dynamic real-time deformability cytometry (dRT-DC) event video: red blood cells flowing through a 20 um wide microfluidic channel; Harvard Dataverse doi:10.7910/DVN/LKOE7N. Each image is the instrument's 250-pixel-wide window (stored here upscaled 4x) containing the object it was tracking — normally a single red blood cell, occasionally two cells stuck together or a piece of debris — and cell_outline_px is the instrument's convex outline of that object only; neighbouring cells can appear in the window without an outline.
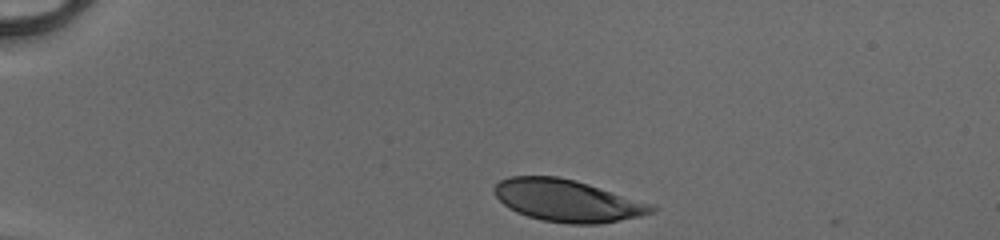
{"species": "human", "species_latin": "Homo sapiens", "temperature_condition": "cold", "stored_images_in_passage": 33, "camera_frame_rate_fps": 3000, "um_per_image_px": 0.085, "donor": {"sex": "male"}, "frame": {"image": 1, "passage_image": 1, "time_ms": 0.0, "image_size_px": [1000, 240], "cell_outline_px": [[660, 208], [656, 212], [640, 216], [600, 224], [568, 224], [544, 220], [528, 216], [516, 212], [508, 208], [496, 196], [492, 188], [500, 180], [512, 176], [556, 176], [576, 180], [652, 204]], "centroid_in_image_um": [48.24, 17.06], "position_along_channel_um": 36.8, "area_um2": 38.55}}
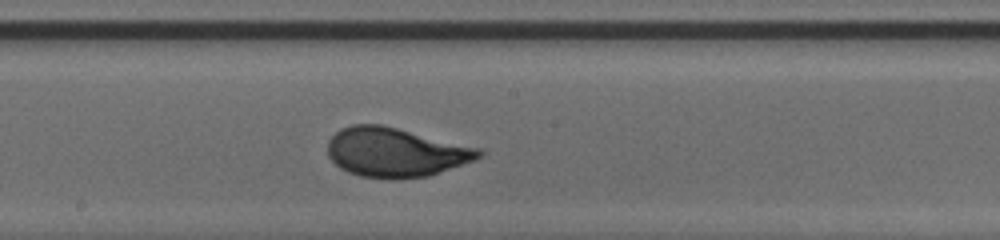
{"frame": {"image": 2, "passage_image": 19, "time_ms": 6.0, "image_size_px": [1000, 240], "cell_outline_px": [[484, 156], [476, 160], [428, 176], [400, 180], [392, 180], [360, 176], [348, 172], [340, 168], [328, 156], [328, 140], [340, 128], [352, 124], [380, 124], [480, 148], [484, 152]], "centroid_in_image_um": [33.62, 12.96], "position_along_channel_um": 214.6, "area_um2": 43.7}}
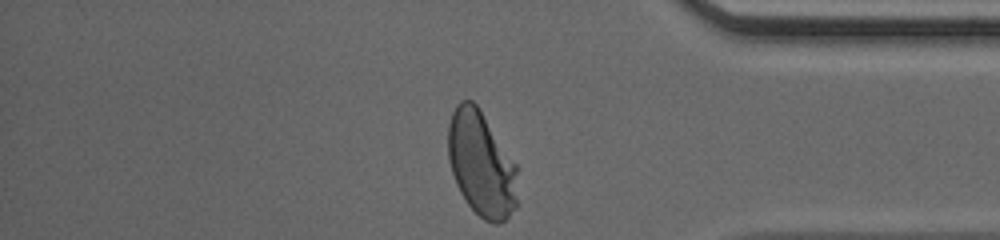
{"frame": {"image": 3, "passage_image": 33, "time_ms": 10.667, "image_size_px": [1000, 240], "cell_outline_px": [[516, 208], [500, 224], [492, 224], [484, 220], [468, 204], [460, 192], [456, 184], [452, 172], [448, 156], [448, 124], [452, 112], [456, 104], [460, 100], [472, 100], [476, 104], [516, 164]], "centroid_in_image_um": [40.89, 13.94], "position_along_channel_um": 394.3, "area_um2": 42.19}, "authors_computed_cell_mechanics": {"area_um2": 42.0784, "velocity_mm_per_s": 4.1265, "shape_relaxation_time_tau1_ms": 3.3685, "shape_relaxation_time_tau2_ms": null, "deformation_change_tau1": 0.1646, "deformation_change_tau2": null}}